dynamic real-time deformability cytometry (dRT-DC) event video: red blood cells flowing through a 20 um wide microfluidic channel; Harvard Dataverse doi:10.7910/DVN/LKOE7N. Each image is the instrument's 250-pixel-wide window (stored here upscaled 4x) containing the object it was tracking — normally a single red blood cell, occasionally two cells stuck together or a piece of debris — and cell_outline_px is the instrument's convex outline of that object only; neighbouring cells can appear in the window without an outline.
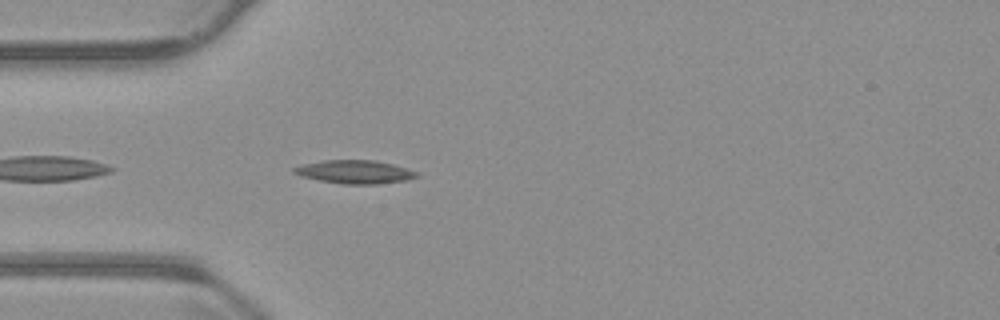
{"species": "common noctule bat (a hibernating species)", "species_latin": "Nyctalus noctula", "temperature_condition": "warm", "stored_images_in_passage": 42, "camera_frame_rate_fps": 3000, "um_per_image_px": 0.085, "animal": {"sex": "male", "body_mass_g": 23.1, "forearm_length_mm": 52.7}, "frame": {"image": 1, "passage_image": 3, "time_ms": 0.667, "image_size_px": [1000, 320], "cell_outline_px": [[420, 176], [408, 180], [376, 184], [344, 184], [320, 180], [300, 176], [292, 172], [292, 168], [304, 164], [324, 160], [376, 160], [392, 164], [416, 172]], "centroid_in_image_um": [30.15, 14.61], "position_along_channel_um": 54.9, "area_um2": 16.59}}
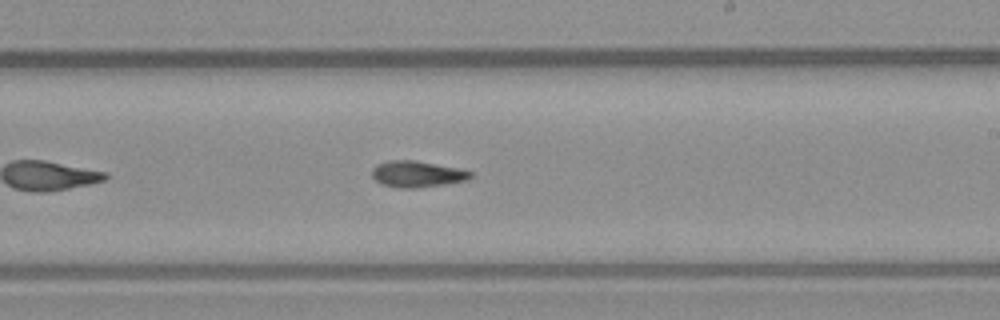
{"frame": {"image": 2, "passage_image": 19, "time_ms": 6.0, "image_size_px": [1000, 320], "cell_outline_px": [[472, 176], [468, 180], [444, 184], [416, 188], [400, 188], [380, 184], [372, 176], [372, 168], [376, 164], [388, 160], [416, 160], [460, 168], [472, 172]], "centroid_in_image_um": [35.44, 14.78], "position_along_channel_um": 253.6, "area_um2": 15.26}}
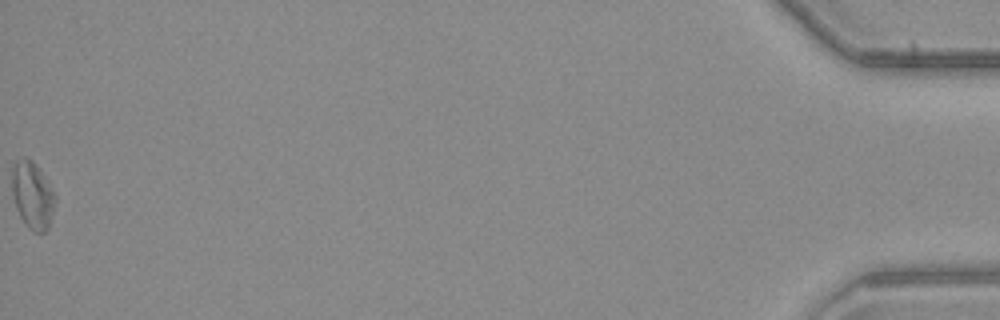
{"frame": {"image": 3, "passage_image": 42, "time_ms": 13.667, "image_size_px": [1000, 320], "cell_outline_px": [[56, 200], [48, 228], [44, 232], [32, 232], [24, 224], [16, 208], [12, 192], [12, 168], [16, 160], [24, 156], [32, 160], [40, 168], [52, 188], [56, 196]], "centroid_in_image_um": [2.76, 16.57], "position_along_channel_um": 432.4, "area_um2": 17.11}}